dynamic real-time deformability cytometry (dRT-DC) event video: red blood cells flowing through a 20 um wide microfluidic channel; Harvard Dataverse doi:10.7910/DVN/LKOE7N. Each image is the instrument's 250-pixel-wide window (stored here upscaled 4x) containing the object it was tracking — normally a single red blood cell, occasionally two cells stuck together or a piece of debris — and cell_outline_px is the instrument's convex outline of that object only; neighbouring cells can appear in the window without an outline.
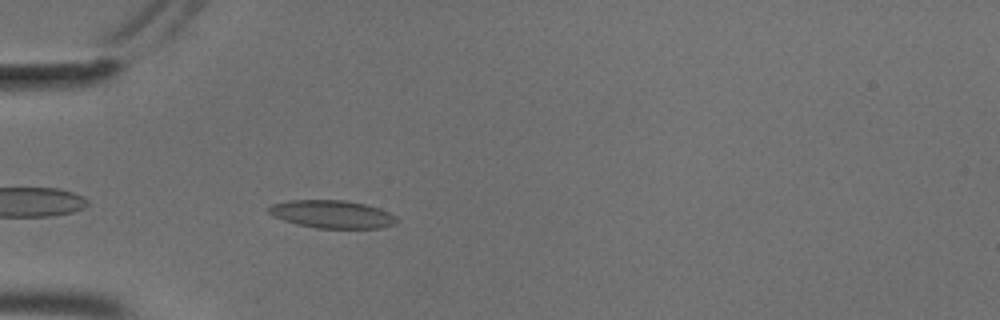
{"species": "common noctule bat (a hibernating species)", "species_latin": "Nyctalus noctula", "temperature_condition": "cold", "stored_images_in_passage": 41, "camera_frame_rate_fps": 3000, "um_per_image_px": 0.085, "animal": {"sex": "male", "body_mass_g": 18.8}, "frame": {"image": 1, "passage_image": 3, "time_ms": 0.667, "image_size_px": [1000, 320], "cell_outline_px": [[400, 220], [396, 224], [380, 228], [316, 228], [296, 224], [272, 216], [268, 212], [268, 208], [272, 204], [288, 200], [344, 200], [364, 204], [380, 208], [396, 216]], "centroid_in_image_um": [28.24, 18.21], "position_along_channel_um": 56.8, "area_um2": 20.92}}
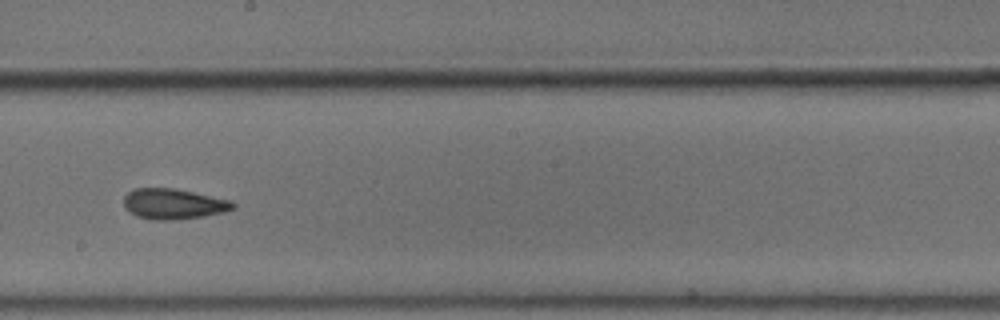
{"frame": {"image": 2, "passage_image": 18, "time_ms": 5.667, "image_size_px": [1000, 320], "cell_outline_px": [[236, 208], [224, 212], [204, 216], [172, 220], [152, 220], [136, 216], [128, 212], [124, 208], [124, 196], [128, 192], [136, 188], [172, 188], [232, 200], [236, 204]], "centroid_in_image_um": [14.74, 17.34], "position_along_channel_um": 233.5, "area_um2": 19.54}}
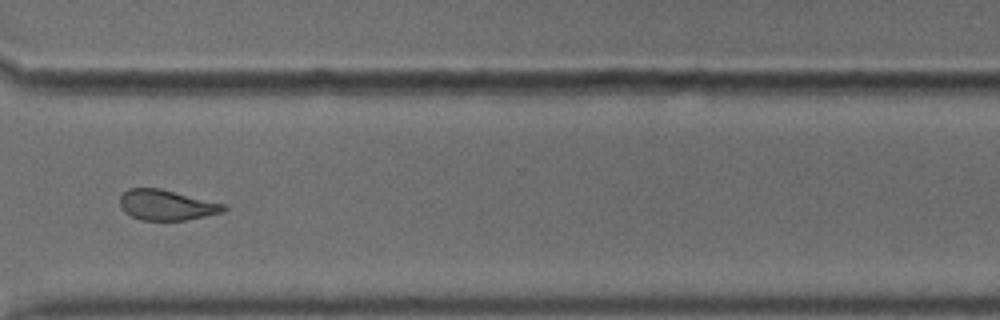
{"frame": {"image": 3, "passage_image": 28, "time_ms": 9.0, "image_size_px": [1000, 320], "cell_outline_px": [[228, 208], [224, 212], [184, 220], [140, 220], [124, 212], [120, 208], [120, 196], [128, 188], [160, 188], [224, 204]], "centroid_in_image_um": [14.13, 17.42], "position_along_channel_um": 356.5, "area_um2": 18.32}, "authors_computed_cell_mechanics": {"area_um2": 19.074, "velocity_mm_per_s": 3.6887, "shape_relaxation_time_tau1_ms": null, "shape_relaxation_time_tau2_ms": 2.683, "deformation_change_tau1": null, "deformation_change_tau2": 0.0943}}